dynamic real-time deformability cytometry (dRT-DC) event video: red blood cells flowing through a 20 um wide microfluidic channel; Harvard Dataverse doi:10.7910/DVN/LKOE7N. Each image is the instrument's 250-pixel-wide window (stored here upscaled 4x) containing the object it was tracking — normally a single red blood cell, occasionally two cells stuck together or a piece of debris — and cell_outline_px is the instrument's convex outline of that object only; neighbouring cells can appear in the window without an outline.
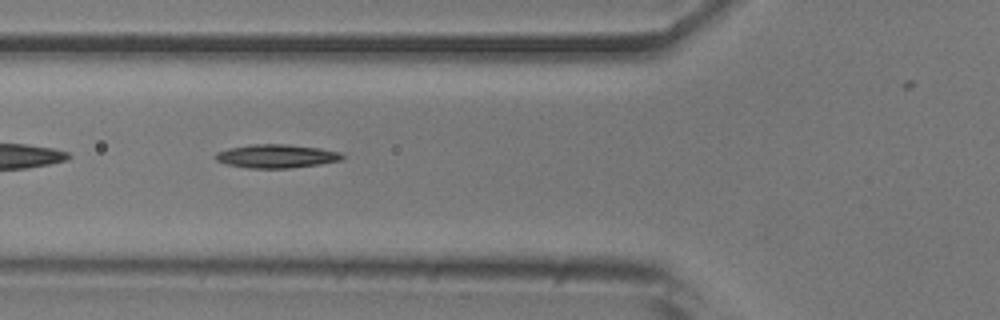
{"species": "common noctule bat (a hibernating species)", "species_latin": "Nyctalus noctula", "temperature_condition": "room temperature", "stored_images_in_passage": 27, "camera_frame_rate_fps": 3000, "um_per_image_px": 0.085, "animal": {"sex": "male", "body_mass_g": 20.5, "forearm_length_mm": 52.5}, "frame": {"image": 1, "passage_image": 5, "time_ms": 1.333, "image_size_px": [1000, 320], "cell_outline_px": [[344, 156], [340, 160], [320, 164], [288, 168], [248, 168], [228, 164], [216, 160], [216, 152], [228, 148], [252, 144], [284, 144], [320, 148], [340, 152]], "centroid_in_image_um": [23.49, 13.27], "position_along_channel_um": 102.3, "area_um2": 17.22}}
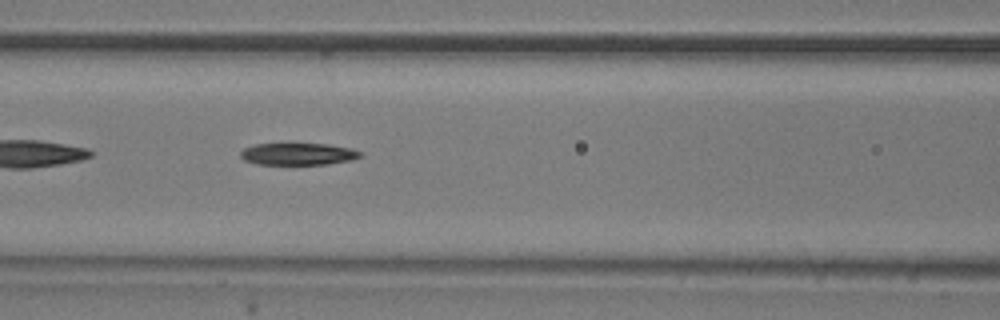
{"frame": {"image": 2, "passage_image": 8, "time_ms": 2.333, "image_size_px": [1000, 320], "cell_outline_px": [[364, 156], [352, 160], [328, 164], [256, 164], [244, 160], [240, 156], [240, 152], [244, 148], [256, 144], [328, 144], [352, 148], [360, 152]], "centroid_in_image_um": [25.36, 13.09], "position_along_channel_um": 141.2, "area_um2": 15.37}}
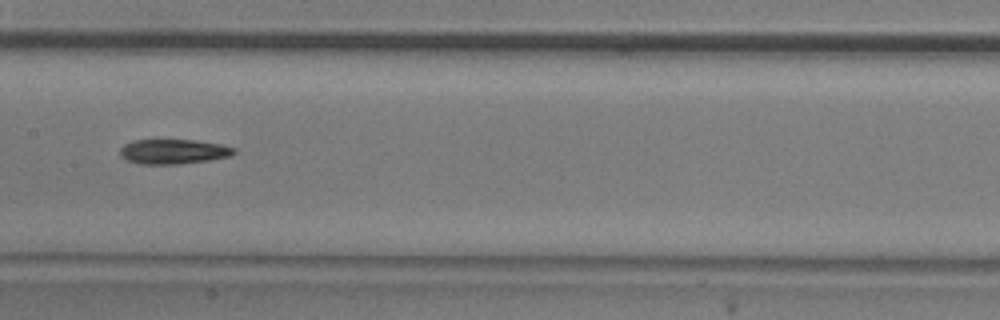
{"frame": {"image": 3, "passage_image": 12, "time_ms": 3.667, "image_size_px": [1000, 320], "cell_outline_px": [[236, 152], [232, 156], [212, 160], [176, 164], [140, 164], [124, 160], [120, 156], [120, 148], [124, 144], [132, 140], [196, 140], [220, 144], [236, 148]], "centroid_in_image_um": [14.74, 12.89], "position_along_channel_um": 192.7, "area_um2": 16.7}, "authors_computed_cell_mechanics": {"area_um2": 16.473, "velocity_mm_per_s": 3.8433, "shape_relaxation_time_tau1_ms": 4.3653, "shape_relaxation_time_tau2_ms": null, "deformation_change_tau1": 0.1659, "deformation_change_tau2": null}}